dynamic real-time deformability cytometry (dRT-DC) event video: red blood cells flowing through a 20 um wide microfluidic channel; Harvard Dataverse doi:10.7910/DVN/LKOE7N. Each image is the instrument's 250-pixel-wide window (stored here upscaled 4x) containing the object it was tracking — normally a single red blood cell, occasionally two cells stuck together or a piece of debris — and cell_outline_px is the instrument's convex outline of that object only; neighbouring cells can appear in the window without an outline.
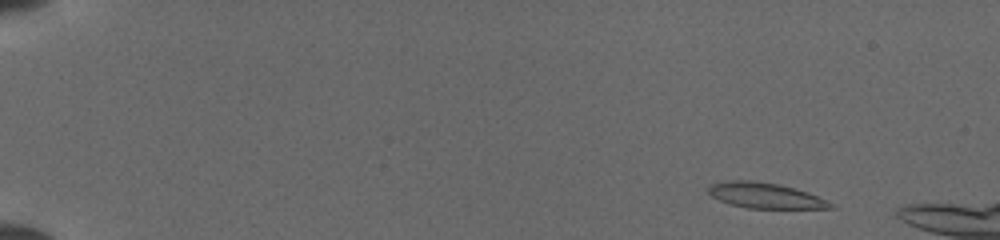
{"species": "common noctule bat (a hibernating species)", "species_latin": "Nyctalus noctula", "temperature_condition": "cold", "stored_images_in_passage": 9, "camera_frame_rate_fps": 3000, "um_per_image_px": 0.085, "animal": {"sex": "female", "body_mass_g": 19.5, "forearm_length_mm": 54.1}, "frame": {"image": 1, "passage_image": 3, "time_ms": 0.667, "image_size_px": [1000, 240], "cell_outline_px": [[836, 208], [748, 208], [732, 204], [720, 200], [712, 196], [708, 192], [708, 184], [728, 180], [752, 180], [776, 184], [808, 192], [836, 204]], "centroid_in_image_um": [65.05, 16.61], "position_along_channel_um": 20.0, "area_um2": 18.03}}